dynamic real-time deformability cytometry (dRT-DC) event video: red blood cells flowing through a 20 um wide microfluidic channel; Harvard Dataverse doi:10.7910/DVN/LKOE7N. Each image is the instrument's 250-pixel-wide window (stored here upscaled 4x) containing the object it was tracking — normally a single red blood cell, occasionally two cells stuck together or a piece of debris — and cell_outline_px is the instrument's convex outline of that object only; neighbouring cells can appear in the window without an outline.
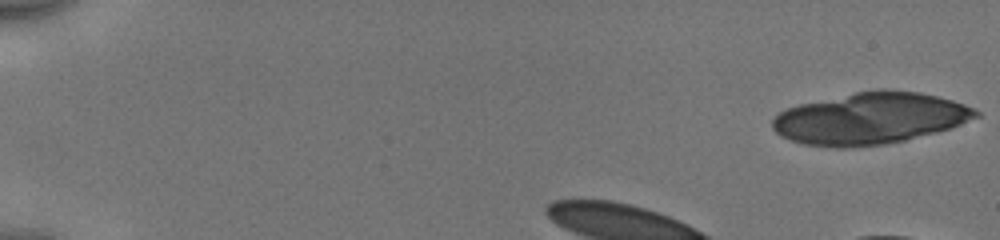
{"species": "human", "species_latin": "Homo sapiens", "temperature_condition": "cold", "stored_images_in_passage": 36, "camera_frame_rate_fps": 3000, "um_per_image_px": 0.085, "donor": {"sex": "male"}, "frame": {"image": 1, "passage_image": 1, "time_ms": 0.0, "image_size_px": [1000, 240], "cell_outline_px": [[980, 116], [952, 128], [888, 144], [848, 148], [836, 148], [804, 144], [780, 136], [772, 128], [772, 120], [780, 112], [788, 108], [800, 104], [856, 92], [880, 88], [888, 88], [920, 92], [952, 100], [976, 108], [980, 112]], "centroid_in_image_um": [74.0, 10.06], "position_along_channel_um": 11.0, "area_um2": 61.44}}
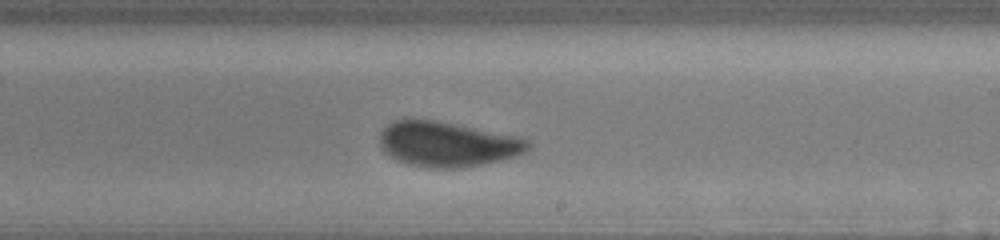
{"frame": {"image": 2, "passage_image": 24, "time_ms": 7.667, "image_size_px": [1000, 240], "cell_outline_px": [[532, 148], [516, 156], [484, 164], [464, 168], [428, 168], [408, 164], [396, 160], [384, 152], [380, 144], [380, 132], [392, 120], [436, 120], [520, 136], [528, 140], [532, 144]], "centroid_in_image_um": [38.06, 12.26], "position_along_channel_um": 250.9, "area_um2": 39.25}}
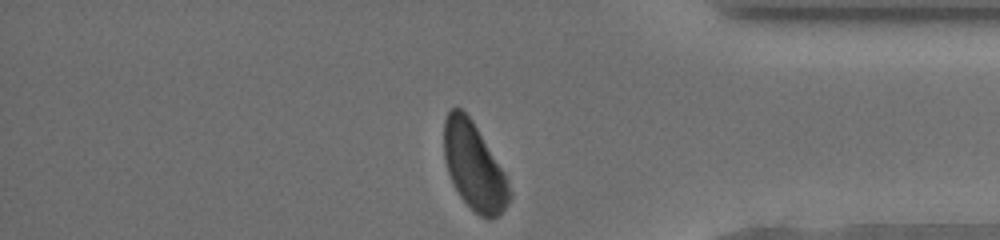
{"frame": {"image": 3, "passage_image": 36, "time_ms": 11.667, "image_size_px": [1000, 240], "cell_outline_px": [[512, 196], [508, 204], [496, 216], [488, 220], [480, 216], [460, 196], [452, 184], [444, 160], [444, 120], [448, 112], [452, 108], [460, 108], [472, 120], [504, 172], [512, 192]], "centroid_in_image_um": [40.29, 14.16], "position_along_channel_um": 394.9, "area_um2": 32.95}, "authors_computed_cell_mechanics": {"area_um2": 39.2751, "velocity_mm_per_s": 3.9356, "shape_relaxation_time_tau1_ms": 2.7286, "shape_relaxation_time_tau2_ms": null, "deformation_change_tau1": 0.1182, "deformation_change_tau2": null}}